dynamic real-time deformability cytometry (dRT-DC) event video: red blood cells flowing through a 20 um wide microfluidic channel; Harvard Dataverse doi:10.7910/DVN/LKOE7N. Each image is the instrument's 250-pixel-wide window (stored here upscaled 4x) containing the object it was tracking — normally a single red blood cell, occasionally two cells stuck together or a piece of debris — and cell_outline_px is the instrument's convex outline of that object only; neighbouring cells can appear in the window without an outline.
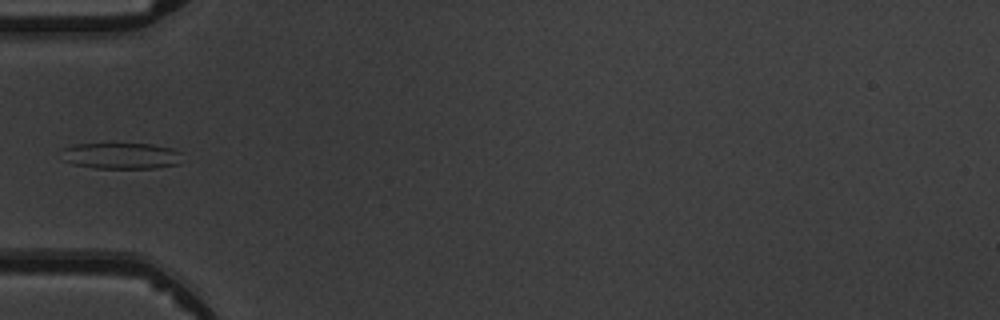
{"species": "common noctule bat (a hibernating species)", "species_latin": "Nyctalus noctula", "temperature_condition": "warm", "stored_images_in_passage": 5, "camera_frame_rate_fps": 3000, "um_per_image_px": 0.085, "animal": {"sex": "male", "body_mass_g": 19.5, "forearm_length_mm": 54.6}, "frame": {"image": 1, "passage_image": 5, "time_ms": 4.667, "image_size_px": [1000, 320], "cell_outline_px": [[184, 152], [180, 164], [156, 168], [96, 168], [72, 164], [64, 160], [64, 148], [72, 144], [152, 144], [172, 148]], "centroid_in_image_um": [10.39, 13.24], "position_along_channel_um": 74.6, "area_um2": 18.55}}